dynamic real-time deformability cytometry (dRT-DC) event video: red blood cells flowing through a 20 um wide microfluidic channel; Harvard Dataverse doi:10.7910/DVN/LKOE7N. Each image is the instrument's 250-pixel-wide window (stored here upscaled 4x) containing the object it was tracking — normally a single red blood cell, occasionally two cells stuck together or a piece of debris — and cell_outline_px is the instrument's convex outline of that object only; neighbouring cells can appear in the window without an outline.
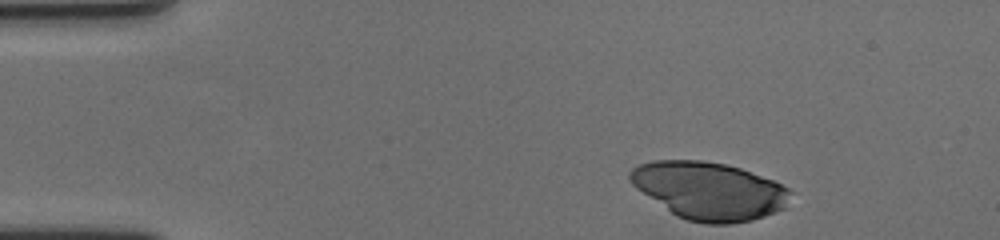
{"species": "human", "species_latin": "Homo sapiens", "temperature_condition": "cold", "stored_images_in_passage": 42, "camera_frame_rate_fps": 3000, "um_per_image_px": 0.085, "donor": {"sex": "female"}, "frame": {"image": 1, "passage_image": 1, "time_ms": 0.0, "image_size_px": [1000, 240], "cell_outline_px": [[796, 192], [784, 208], [776, 212], [752, 220], [728, 224], [704, 224], [688, 220], [676, 216], [636, 188], [628, 180], [628, 172], [632, 168], [640, 164], [652, 160], [700, 160], [724, 164], [740, 168], [772, 180]], "centroid_in_image_um": [60.29, 16.22], "position_along_channel_um": 24.7, "area_um2": 54.04}}